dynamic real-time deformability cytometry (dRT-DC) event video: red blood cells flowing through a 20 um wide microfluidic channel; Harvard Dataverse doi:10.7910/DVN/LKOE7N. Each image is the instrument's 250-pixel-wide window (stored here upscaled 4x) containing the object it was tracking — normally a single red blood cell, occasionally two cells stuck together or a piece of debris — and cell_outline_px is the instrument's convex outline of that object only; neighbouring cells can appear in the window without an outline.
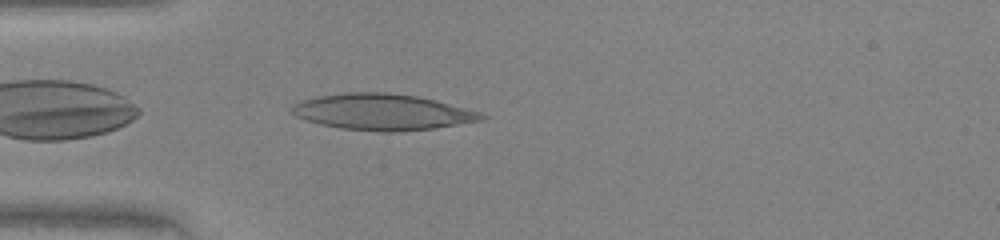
{"species": "human", "species_latin": "Homo sapiens", "temperature_condition": "warm", "stored_images_in_passage": 34, "camera_frame_rate_fps": 3000, "um_per_image_px": 0.085, "donor": {"sex": "female"}, "frame": {"image": 1, "passage_image": 1, "time_ms": 0.0, "image_size_px": [1000, 240], "cell_outline_px": [[488, 116], [484, 120], [432, 128], [400, 132], [380, 132], [340, 128], [320, 124], [296, 116], [292, 112], [292, 104], [300, 100], [316, 96], [344, 92], [388, 92], [416, 96], [436, 100], [480, 112]], "centroid_in_image_um": [32.49, 9.51], "position_along_channel_um": 52.5, "area_um2": 40.06}}
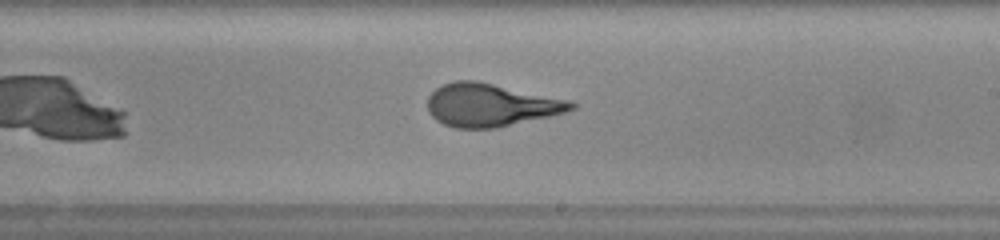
{"frame": {"image": 2, "passage_image": 15, "time_ms": 4.667, "image_size_px": [1000, 240], "cell_outline_px": [[576, 108], [564, 112], [548, 116], [496, 128], [456, 128], [444, 124], [436, 120], [428, 112], [428, 96], [440, 84], [452, 80], [476, 80], [568, 100], [576, 104]], "centroid_in_image_um": [41.64, 8.92], "position_along_channel_um": 247.4, "area_um2": 35.72}}